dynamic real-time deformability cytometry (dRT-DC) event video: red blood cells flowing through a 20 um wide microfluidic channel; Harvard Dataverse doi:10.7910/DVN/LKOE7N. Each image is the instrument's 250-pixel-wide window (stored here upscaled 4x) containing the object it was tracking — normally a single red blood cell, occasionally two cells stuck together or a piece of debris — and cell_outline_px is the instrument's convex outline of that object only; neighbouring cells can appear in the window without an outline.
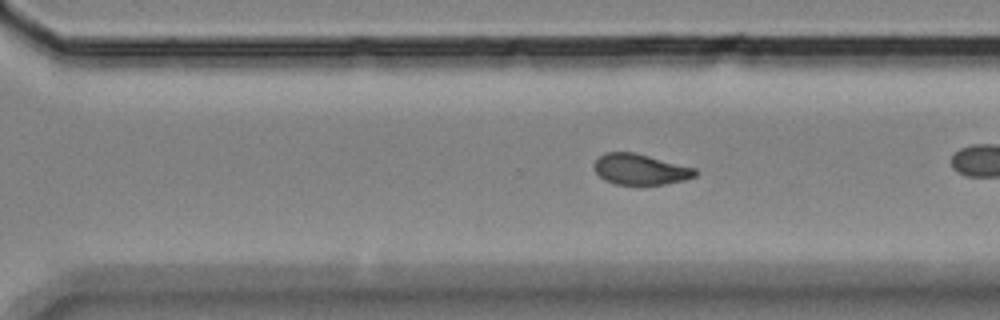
{"species": "Egyptian fruit bat (a non-hibernating species)", "species_latin": "Rousettus aegyptiacus", "temperature_condition": "room temperature", "stored_images_in_passage": 44, "camera_frame_rate_fps": 3000, "um_per_image_px": 0.085, "animal": {"sex": "female"}, "frame": {"image": 1, "passage_image": 38, "time_ms": 12.333, "image_size_px": [1000, 320], "cell_outline_px": [[700, 172], [696, 176], [684, 180], [664, 184], [616, 184], [604, 180], [596, 172], [592, 164], [604, 152], [632, 152], [696, 168]], "centroid_in_image_um": [54.43, 14.39], "position_along_channel_um": 316.2, "area_um2": 18.03}}